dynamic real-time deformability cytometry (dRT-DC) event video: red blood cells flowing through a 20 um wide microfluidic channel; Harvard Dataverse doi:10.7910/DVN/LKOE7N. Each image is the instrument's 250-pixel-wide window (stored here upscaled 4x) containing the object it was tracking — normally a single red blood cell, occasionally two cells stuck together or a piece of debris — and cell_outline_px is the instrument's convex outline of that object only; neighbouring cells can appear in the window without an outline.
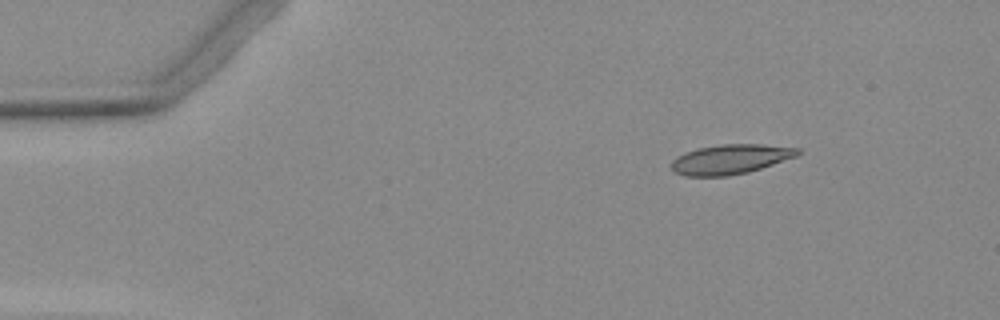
{"species": "Egyptian fruit bat (a non-hibernating species)", "species_latin": "Rousettus aegyptiacus", "temperature_condition": "warm", "stored_images_in_passage": 47, "camera_frame_rate_fps": 3000, "um_per_image_px": 0.085, "animal": {"sex": "female"}, "frame": {"image": 1, "passage_image": 1, "time_ms": 0.0, "image_size_px": [1000, 320], "cell_outline_px": [[800, 152], [796, 156], [748, 172], [728, 176], [684, 176], [676, 172], [672, 168], [672, 160], [676, 156], [700, 148], [720, 144], [760, 144], [800, 148]], "centroid_in_image_um": [62.08, 13.53], "position_along_channel_um": 22.9, "area_um2": 21.56}}
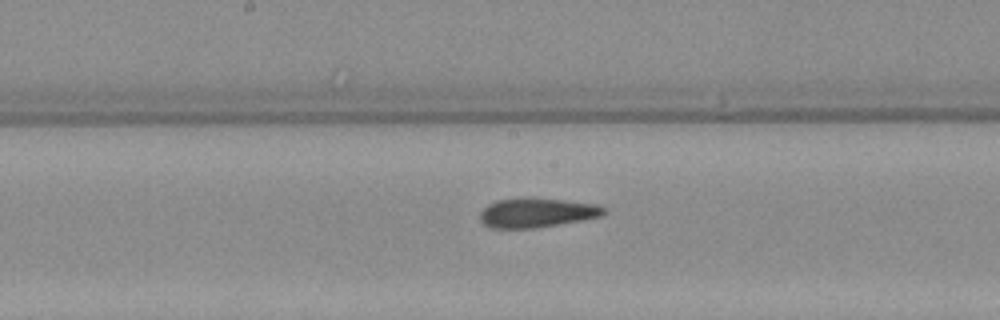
{"frame": {"image": 2, "passage_image": 21, "time_ms": 6.667, "image_size_px": [1000, 320], "cell_outline_px": [[608, 212], [600, 216], [580, 220], [536, 228], [492, 228], [484, 224], [480, 220], [480, 212], [488, 204], [496, 200], [520, 196], [532, 196], [564, 200], [592, 204], [604, 208]], "centroid_in_image_um": [45.56, 18.05], "position_along_channel_um": 202.6, "area_um2": 21.44}}
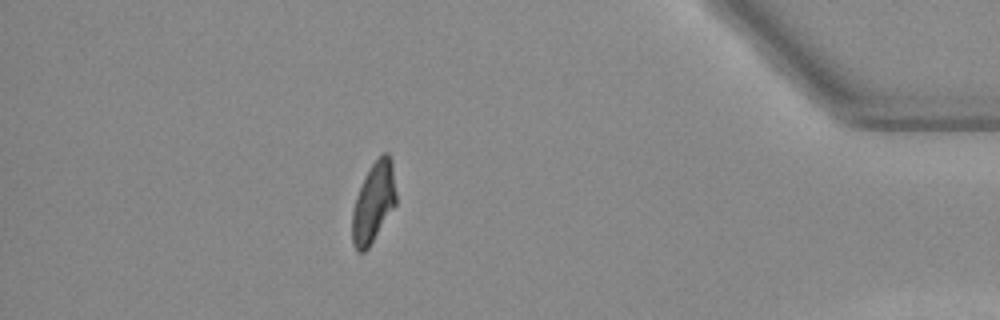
{"frame": {"image": 3, "passage_image": 40, "time_ms": 13.0, "image_size_px": [1000, 320], "cell_outline_px": [[396, 204], [368, 248], [364, 252], [356, 252], [352, 244], [352, 212], [356, 196], [364, 176], [372, 164], [384, 152], [388, 152], [392, 160], [396, 192]], "centroid_in_image_um": [31.74, 17.21], "position_along_channel_um": 403.5, "area_um2": 20.52}}